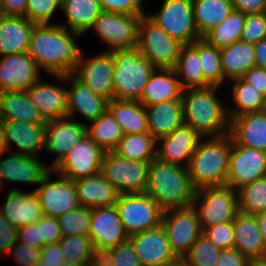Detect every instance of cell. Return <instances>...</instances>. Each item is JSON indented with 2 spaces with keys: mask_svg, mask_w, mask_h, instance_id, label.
<instances>
[{
  "mask_svg": "<svg viewBox=\"0 0 266 266\" xmlns=\"http://www.w3.org/2000/svg\"><path fill=\"white\" fill-rule=\"evenodd\" d=\"M89 237L98 255L128 240L115 205L91 209Z\"/></svg>",
  "mask_w": 266,
  "mask_h": 266,
  "instance_id": "17",
  "label": "cell"
},
{
  "mask_svg": "<svg viewBox=\"0 0 266 266\" xmlns=\"http://www.w3.org/2000/svg\"><path fill=\"white\" fill-rule=\"evenodd\" d=\"M86 126L87 135L105 152L113 151L124 135L122 127L108 109Z\"/></svg>",
  "mask_w": 266,
  "mask_h": 266,
  "instance_id": "41",
  "label": "cell"
},
{
  "mask_svg": "<svg viewBox=\"0 0 266 266\" xmlns=\"http://www.w3.org/2000/svg\"><path fill=\"white\" fill-rule=\"evenodd\" d=\"M39 233L42 239V247L52 243H57L62 237V231L57 217L44 215L39 220Z\"/></svg>",
  "mask_w": 266,
  "mask_h": 266,
  "instance_id": "54",
  "label": "cell"
},
{
  "mask_svg": "<svg viewBox=\"0 0 266 266\" xmlns=\"http://www.w3.org/2000/svg\"><path fill=\"white\" fill-rule=\"evenodd\" d=\"M40 260L50 264H63L65 257L61 254L58 242L41 247Z\"/></svg>",
  "mask_w": 266,
  "mask_h": 266,
  "instance_id": "61",
  "label": "cell"
},
{
  "mask_svg": "<svg viewBox=\"0 0 266 266\" xmlns=\"http://www.w3.org/2000/svg\"><path fill=\"white\" fill-rule=\"evenodd\" d=\"M234 248L249 260L266 257V250L256 217L238 213L233 221Z\"/></svg>",
  "mask_w": 266,
  "mask_h": 266,
  "instance_id": "32",
  "label": "cell"
},
{
  "mask_svg": "<svg viewBox=\"0 0 266 266\" xmlns=\"http://www.w3.org/2000/svg\"><path fill=\"white\" fill-rule=\"evenodd\" d=\"M85 123L68 116L47 121L45 149L57 156L49 165L50 170H54L68 151L87 134Z\"/></svg>",
  "mask_w": 266,
  "mask_h": 266,
  "instance_id": "18",
  "label": "cell"
},
{
  "mask_svg": "<svg viewBox=\"0 0 266 266\" xmlns=\"http://www.w3.org/2000/svg\"><path fill=\"white\" fill-rule=\"evenodd\" d=\"M253 46L256 66L266 69V38L261 39Z\"/></svg>",
  "mask_w": 266,
  "mask_h": 266,
  "instance_id": "62",
  "label": "cell"
},
{
  "mask_svg": "<svg viewBox=\"0 0 266 266\" xmlns=\"http://www.w3.org/2000/svg\"><path fill=\"white\" fill-rule=\"evenodd\" d=\"M12 257L18 266H35L41 255V248L16 242L9 250L7 257Z\"/></svg>",
  "mask_w": 266,
  "mask_h": 266,
  "instance_id": "52",
  "label": "cell"
},
{
  "mask_svg": "<svg viewBox=\"0 0 266 266\" xmlns=\"http://www.w3.org/2000/svg\"><path fill=\"white\" fill-rule=\"evenodd\" d=\"M41 70L27 53L10 54L0 59V92L26 90L41 79Z\"/></svg>",
  "mask_w": 266,
  "mask_h": 266,
  "instance_id": "19",
  "label": "cell"
},
{
  "mask_svg": "<svg viewBox=\"0 0 266 266\" xmlns=\"http://www.w3.org/2000/svg\"><path fill=\"white\" fill-rule=\"evenodd\" d=\"M217 89L219 87H206L186 89L182 92L184 124L204 138L229 134L230 119L227 107L217 96Z\"/></svg>",
  "mask_w": 266,
  "mask_h": 266,
  "instance_id": "2",
  "label": "cell"
},
{
  "mask_svg": "<svg viewBox=\"0 0 266 266\" xmlns=\"http://www.w3.org/2000/svg\"><path fill=\"white\" fill-rule=\"evenodd\" d=\"M249 266H266V257L251 259L249 261Z\"/></svg>",
  "mask_w": 266,
  "mask_h": 266,
  "instance_id": "66",
  "label": "cell"
},
{
  "mask_svg": "<svg viewBox=\"0 0 266 266\" xmlns=\"http://www.w3.org/2000/svg\"><path fill=\"white\" fill-rule=\"evenodd\" d=\"M40 158L15 153L14 150L7 157L0 158V191L4 181L39 185L50 171Z\"/></svg>",
  "mask_w": 266,
  "mask_h": 266,
  "instance_id": "23",
  "label": "cell"
},
{
  "mask_svg": "<svg viewBox=\"0 0 266 266\" xmlns=\"http://www.w3.org/2000/svg\"><path fill=\"white\" fill-rule=\"evenodd\" d=\"M2 123L6 152L14 143L18 148L15 153L41 157L45 148L46 124H29L16 120H2Z\"/></svg>",
  "mask_w": 266,
  "mask_h": 266,
  "instance_id": "24",
  "label": "cell"
},
{
  "mask_svg": "<svg viewBox=\"0 0 266 266\" xmlns=\"http://www.w3.org/2000/svg\"><path fill=\"white\" fill-rule=\"evenodd\" d=\"M62 264H50V263H45L42 260H39V262L35 266H61Z\"/></svg>",
  "mask_w": 266,
  "mask_h": 266,
  "instance_id": "68",
  "label": "cell"
},
{
  "mask_svg": "<svg viewBox=\"0 0 266 266\" xmlns=\"http://www.w3.org/2000/svg\"><path fill=\"white\" fill-rule=\"evenodd\" d=\"M203 138L197 131L184 124L157 140L156 158L164 163L187 167Z\"/></svg>",
  "mask_w": 266,
  "mask_h": 266,
  "instance_id": "22",
  "label": "cell"
},
{
  "mask_svg": "<svg viewBox=\"0 0 266 266\" xmlns=\"http://www.w3.org/2000/svg\"><path fill=\"white\" fill-rule=\"evenodd\" d=\"M115 206L128 236L162 223L164 210L146 193L120 194Z\"/></svg>",
  "mask_w": 266,
  "mask_h": 266,
  "instance_id": "8",
  "label": "cell"
},
{
  "mask_svg": "<svg viewBox=\"0 0 266 266\" xmlns=\"http://www.w3.org/2000/svg\"><path fill=\"white\" fill-rule=\"evenodd\" d=\"M144 0H99L102 11L126 15H145Z\"/></svg>",
  "mask_w": 266,
  "mask_h": 266,
  "instance_id": "53",
  "label": "cell"
},
{
  "mask_svg": "<svg viewBox=\"0 0 266 266\" xmlns=\"http://www.w3.org/2000/svg\"><path fill=\"white\" fill-rule=\"evenodd\" d=\"M231 145L229 134L203 138L199 142L187 165L191 183L196 190L226 184Z\"/></svg>",
  "mask_w": 266,
  "mask_h": 266,
  "instance_id": "4",
  "label": "cell"
},
{
  "mask_svg": "<svg viewBox=\"0 0 266 266\" xmlns=\"http://www.w3.org/2000/svg\"><path fill=\"white\" fill-rule=\"evenodd\" d=\"M147 16L184 45L201 39L194 20L192 0H164L155 14Z\"/></svg>",
  "mask_w": 266,
  "mask_h": 266,
  "instance_id": "10",
  "label": "cell"
},
{
  "mask_svg": "<svg viewBox=\"0 0 266 266\" xmlns=\"http://www.w3.org/2000/svg\"><path fill=\"white\" fill-rule=\"evenodd\" d=\"M199 59L204 76V88H220L222 83H224L220 49L201 38L199 39Z\"/></svg>",
  "mask_w": 266,
  "mask_h": 266,
  "instance_id": "44",
  "label": "cell"
},
{
  "mask_svg": "<svg viewBox=\"0 0 266 266\" xmlns=\"http://www.w3.org/2000/svg\"><path fill=\"white\" fill-rule=\"evenodd\" d=\"M80 206L87 208L115 205L120 192L100 173L74 180Z\"/></svg>",
  "mask_w": 266,
  "mask_h": 266,
  "instance_id": "28",
  "label": "cell"
},
{
  "mask_svg": "<svg viewBox=\"0 0 266 266\" xmlns=\"http://www.w3.org/2000/svg\"><path fill=\"white\" fill-rule=\"evenodd\" d=\"M0 119L22 121L29 124L47 123L30 102L26 90L0 92Z\"/></svg>",
  "mask_w": 266,
  "mask_h": 266,
  "instance_id": "33",
  "label": "cell"
},
{
  "mask_svg": "<svg viewBox=\"0 0 266 266\" xmlns=\"http://www.w3.org/2000/svg\"><path fill=\"white\" fill-rule=\"evenodd\" d=\"M50 170L42 179V182L35 188L41 206L46 216L58 217L80 206L74 181L58 175L53 180Z\"/></svg>",
  "mask_w": 266,
  "mask_h": 266,
  "instance_id": "16",
  "label": "cell"
},
{
  "mask_svg": "<svg viewBox=\"0 0 266 266\" xmlns=\"http://www.w3.org/2000/svg\"><path fill=\"white\" fill-rule=\"evenodd\" d=\"M58 244L66 262L90 264L99 256L89 235L63 236Z\"/></svg>",
  "mask_w": 266,
  "mask_h": 266,
  "instance_id": "43",
  "label": "cell"
},
{
  "mask_svg": "<svg viewBox=\"0 0 266 266\" xmlns=\"http://www.w3.org/2000/svg\"><path fill=\"white\" fill-rule=\"evenodd\" d=\"M266 177V152L237 145L232 139L226 185L236 191Z\"/></svg>",
  "mask_w": 266,
  "mask_h": 266,
  "instance_id": "13",
  "label": "cell"
},
{
  "mask_svg": "<svg viewBox=\"0 0 266 266\" xmlns=\"http://www.w3.org/2000/svg\"><path fill=\"white\" fill-rule=\"evenodd\" d=\"M104 154L105 151L86 134L52 171L73 181L92 176L100 173Z\"/></svg>",
  "mask_w": 266,
  "mask_h": 266,
  "instance_id": "14",
  "label": "cell"
},
{
  "mask_svg": "<svg viewBox=\"0 0 266 266\" xmlns=\"http://www.w3.org/2000/svg\"><path fill=\"white\" fill-rule=\"evenodd\" d=\"M241 79L266 97V69L254 66Z\"/></svg>",
  "mask_w": 266,
  "mask_h": 266,
  "instance_id": "57",
  "label": "cell"
},
{
  "mask_svg": "<svg viewBox=\"0 0 266 266\" xmlns=\"http://www.w3.org/2000/svg\"><path fill=\"white\" fill-rule=\"evenodd\" d=\"M108 110L124 134L148 132L146 109L139 101L112 99L108 102Z\"/></svg>",
  "mask_w": 266,
  "mask_h": 266,
  "instance_id": "36",
  "label": "cell"
},
{
  "mask_svg": "<svg viewBox=\"0 0 266 266\" xmlns=\"http://www.w3.org/2000/svg\"><path fill=\"white\" fill-rule=\"evenodd\" d=\"M192 206L204 230L209 226L234 221L239 213L238 194L226 184L203 187L195 191Z\"/></svg>",
  "mask_w": 266,
  "mask_h": 266,
  "instance_id": "7",
  "label": "cell"
},
{
  "mask_svg": "<svg viewBox=\"0 0 266 266\" xmlns=\"http://www.w3.org/2000/svg\"><path fill=\"white\" fill-rule=\"evenodd\" d=\"M89 264H77L72 262H64L61 266H88Z\"/></svg>",
  "mask_w": 266,
  "mask_h": 266,
  "instance_id": "69",
  "label": "cell"
},
{
  "mask_svg": "<svg viewBox=\"0 0 266 266\" xmlns=\"http://www.w3.org/2000/svg\"><path fill=\"white\" fill-rule=\"evenodd\" d=\"M62 7V0H28L25 17L35 24H50L56 10Z\"/></svg>",
  "mask_w": 266,
  "mask_h": 266,
  "instance_id": "48",
  "label": "cell"
},
{
  "mask_svg": "<svg viewBox=\"0 0 266 266\" xmlns=\"http://www.w3.org/2000/svg\"><path fill=\"white\" fill-rule=\"evenodd\" d=\"M88 266H110L100 255Z\"/></svg>",
  "mask_w": 266,
  "mask_h": 266,
  "instance_id": "67",
  "label": "cell"
},
{
  "mask_svg": "<svg viewBox=\"0 0 266 266\" xmlns=\"http://www.w3.org/2000/svg\"><path fill=\"white\" fill-rule=\"evenodd\" d=\"M221 251L202 234L184 258L190 266H217Z\"/></svg>",
  "mask_w": 266,
  "mask_h": 266,
  "instance_id": "47",
  "label": "cell"
},
{
  "mask_svg": "<svg viewBox=\"0 0 266 266\" xmlns=\"http://www.w3.org/2000/svg\"><path fill=\"white\" fill-rule=\"evenodd\" d=\"M0 206L3 216L14 226L37 223L45 214L34 190L26 192L11 188Z\"/></svg>",
  "mask_w": 266,
  "mask_h": 266,
  "instance_id": "26",
  "label": "cell"
},
{
  "mask_svg": "<svg viewBox=\"0 0 266 266\" xmlns=\"http://www.w3.org/2000/svg\"><path fill=\"white\" fill-rule=\"evenodd\" d=\"M6 152V145H5V136H4V129L3 123L0 119V155L3 156Z\"/></svg>",
  "mask_w": 266,
  "mask_h": 266,
  "instance_id": "64",
  "label": "cell"
},
{
  "mask_svg": "<svg viewBox=\"0 0 266 266\" xmlns=\"http://www.w3.org/2000/svg\"><path fill=\"white\" fill-rule=\"evenodd\" d=\"M233 82L232 88V102L234 107L227 108L228 117L231 120L247 113L263 111L266 97L257 91L252 85L246 83L241 78L231 81Z\"/></svg>",
  "mask_w": 266,
  "mask_h": 266,
  "instance_id": "39",
  "label": "cell"
},
{
  "mask_svg": "<svg viewBox=\"0 0 266 266\" xmlns=\"http://www.w3.org/2000/svg\"><path fill=\"white\" fill-rule=\"evenodd\" d=\"M266 250V212L255 215Z\"/></svg>",
  "mask_w": 266,
  "mask_h": 266,
  "instance_id": "63",
  "label": "cell"
},
{
  "mask_svg": "<svg viewBox=\"0 0 266 266\" xmlns=\"http://www.w3.org/2000/svg\"><path fill=\"white\" fill-rule=\"evenodd\" d=\"M192 5L201 38L223 22L233 10L232 0H192Z\"/></svg>",
  "mask_w": 266,
  "mask_h": 266,
  "instance_id": "38",
  "label": "cell"
},
{
  "mask_svg": "<svg viewBox=\"0 0 266 266\" xmlns=\"http://www.w3.org/2000/svg\"><path fill=\"white\" fill-rule=\"evenodd\" d=\"M239 212L257 215L266 212V177L237 190Z\"/></svg>",
  "mask_w": 266,
  "mask_h": 266,
  "instance_id": "45",
  "label": "cell"
},
{
  "mask_svg": "<svg viewBox=\"0 0 266 266\" xmlns=\"http://www.w3.org/2000/svg\"><path fill=\"white\" fill-rule=\"evenodd\" d=\"M161 224L177 257H184L203 234L198 213L192 205L165 210Z\"/></svg>",
  "mask_w": 266,
  "mask_h": 266,
  "instance_id": "12",
  "label": "cell"
},
{
  "mask_svg": "<svg viewBox=\"0 0 266 266\" xmlns=\"http://www.w3.org/2000/svg\"><path fill=\"white\" fill-rule=\"evenodd\" d=\"M58 83H71L68 88L67 116L74 118L76 112L86 121H94L108 109L109 100L94 93L88 86L80 82L73 74L52 75Z\"/></svg>",
  "mask_w": 266,
  "mask_h": 266,
  "instance_id": "20",
  "label": "cell"
},
{
  "mask_svg": "<svg viewBox=\"0 0 266 266\" xmlns=\"http://www.w3.org/2000/svg\"><path fill=\"white\" fill-rule=\"evenodd\" d=\"M16 242L17 227L12 225L0 211V255L3 256L2 258H7L10 248Z\"/></svg>",
  "mask_w": 266,
  "mask_h": 266,
  "instance_id": "55",
  "label": "cell"
},
{
  "mask_svg": "<svg viewBox=\"0 0 266 266\" xmlns=\"http://www.w3.org/2000/svg\"><path fill=\"white\" fill-rule=\"evenodd\" d=\"M183 45L166 33L147 14L141 16L136 48L155 68L174 69Z\"/></svg>",
  "mask_w": 266,
  "mask_h": 266,
  "instance_id": "6",
  "label": "cell"
},
{
  "mask_svg": "<svg viewBox=\"0 0 266 266\" xmlns=\"http://www.w3.org/2000/svg\"><path fill=\"white\" fill-rule=\"evenodd\" d=\"M157 141L149 132L124 134L113 150L120 157L139 162H151L156 159Z\"/></svg>",
  "mask_w": 266,
  "mask_h": 266,
  "instance_id": "40",
  "label": "cell"
},
{
  "mask_svg": "<svg viewBox=\"0 0 266 266\" xmlns=\"http://www.w3.org/2000/svg\"><path fill=\"white\" fill-rule=\"evenodd\" d=\"M27 2L28 0H0V14L25 17Z\"/></svg>",
  "mask_w": 266,
  "mask_h": 266,
  "instance_id": "60",
  "label": "cell"
},
{
  "mask_svg": "<svg viewBox=\"0 0 266 266\" xmlns=\"http://www.w3.org/2000/svg\"><path fill=\"white\" fill-rule=\"evenodd\" d=\"M263 111L266 113V99H265V105Z\"/></svg>",
  "mask_w": 266,
  "mask_h": 266,
  "instance_id": "70",
  "label": "cell"
},
{
  "mask_svg": "<svg viewBox=\"0 0 266 266\" xmlns=\"http://www.w3.org/2000/svg\"><path fill=\"white\" fill-rule=\"evenodd\" d=\"M229 135L237 145L266 152V113H247L230 120Z\"/></svg>",
  "mask_w": 266,
  "mask_h": 266,
  "instance_id": "27",
  "label": "cell"
},
{
  "mask_svg": "<svg viewBox=\"0 0 266 266\" xmlns=\"http://www.w3.org/2000/svg\"><path fill=\"white\" fill-rule=\"evenodd\" d=\"M34 25L26 17L0 14V56L27 52Z\"/></svg>",
  "mask_w": 266,
  "mask_h": 266,
  "instance_id": "29",
  "label": "cell"
},
{
  "mask_svg": "<svg viewBox=\"0 0 266 266\" xmlns=\"http://www.w3.org/2000/svg\"><path fill=\"white\" fill-rule=\"evenodd\" d=\"M84 58L82 51L73 75L94 93L112 100L115 68L113 52L102 51L91 58Z\"/></svg>",
  "mask_w": 266,
  "mask_h": 266,
  "instance_id": "15",
  "label": "cell"
},
{
  "mask_svg": "<svg viewBox=\"0 0 266 266\" xmlns=\"http://www.w3.org/2000/svg\"><path fill=\"white\" fill-rule=\"evenodd\" d=\"M144 107L147 114L148 132L156 141L184 125L181 99L163 101Z\"/></svg>",
  "mask_w": 266,
  "mask_h": 266,
  "instance_id": "30",
  "label": "cell"
},
{
  "mask_svg": "<svg viewBox=\"0 0 266 266\" xmlns=\"http://www.w3.org/2000/svg\"><path fill=\"white\" fill-rule=\"evenodd\" d=\"M162 266H190L184 257H177L175 260L165 263Z\"/></svg>",
  "mask_w": 266,
  "mask_h": 266,
  "instance_id": "65",
  "label": "cell"
},
{
  "mask_svg": "<svg viewBox=\"0 0 266 266\" xmlns=\"http://www.w3.org/2000/svg\"><path fill=\"white\" fill-rule=\"evenodd\" d=\"M220 59L224 81L241 78L256 66L253 44L241 40L221 48Z\"/></svg>",
  "mask_w": 266,
  "mask_h": 266,
  "instance_id": "34",
  "label": "cell"
},
{
  "mask_svg": "<svg viewBox=\"0 0 266 266\" xmlns=\"http://www.w3.org/2000/svg\"><path fill=\"white\" fill-rule=\"evenodd\" d=\"M244 25L245 15L233 9L227 18L211 29L203 39L219 49L227 47L241 39Z\"/></svg>",
  "mask_w": 266,
  "mask_h": 266,
  "instance_id": "42",
  "label": "cell"
},
{
  "mask_svg": "<svg viewBox=\"0 0 266 266\" xmlns=\"http://www.w3.org/2000/svg\"><path fill=\"white\" fill-rule=\"evenodd\" d=\"M266 38V12L245 15L241 41L256 44Z\"/></svg>",
  "mask_w": 266,
  "mask_h": 266,
  "instance_id": "50",
  "label": "cell"
},
{
  "mask_svg": "<svg viewBox=\"0 0 266 266\" xmlns=\"http://www.w3.org/2000/svg\"><path fill=\"white\" fill-rule=\"evenodd\" d=\"M142 266H162L177 258L162 224L129 236Z\"/></svg>",
  "mask_w": 266,
  "mask_h": 266,
  "instance_id": "21",
  "label": "cell"
},
{
  "mask_svg": "<svg viewBox=\"0 0 266 266\" xmlns=\"http://www.w3.org/2000/svg\"><path fill=\"white\" fill-rule=\"evenodd\" d=\"M233 9L244 15L266 12L265 0H232Z\"/></svg>",
  "mask_w": 266,
  "mask_h": 266,
  "instance_id": "59",
  "label": "cell"
},
{
  "mask_svg": "<svg viewBox=\"0 0 266 266\" xmlns=\"http://www.w3.org/2000/svg\"><path fill=\"white\" fill-rule=\"evenodd\" d=\"M182 92L183 89L174 69L156 68L138 101L143 106H150L163 101L181 99Z\"/></svg>",
  "mask_w": 266,
  "mask_h": 266,
  "instance_id": "31",
  "label": "cell"
},
{
  "mask_svg": "<svg viewBox=\"0 0 266 266\" xmlns=\"http://www.w3.org/2000/svg\"><path fill=\"white\" fill-rule=\"evenodd\" d=\"M110 266H142L129 240L100 255Z\"/></svg>",
  "mask_w": 266,
  "mask_h": 266,
  "instance_id": "49",
  "label": "cell"
},
{
  "mask_svg": "<svg viewBox=\"0 0 266 266\" xmlns=\"http://www.w3.org/2000/svg\"><path fill=\"white\" fill-rule=\"evenodd\" d=\"M61 86L40 79L26 89L30 102L45 121L67 116L68 87Z\"/></svg>",
  "mask_w": 266,
  "mask_h": 266,
  "instance_id": "25",
  "label": "cell"
},
{
  "mask_svg": "<svg viewBox=\"0 0 266 266\" xmlns=\"http://www.w3.org/2000/svg\"><path fill=\"white\" fill-rule=\"evenodd\" d=\"M62 235H89L91 209L79 206L57 217Z\"/></svg>",
  "mask_w": 266,
  "mask_h": 266,
  "instance_id": "46",
  "label": "cell"
},
{
  "mask_svg": "<svg viewBox=\"0 0 266 266\" xmlns=\"http://www.w3.org/2000/svg\"><path fill=\"white\" fill-rule=\"evenodd\" d=\"M249 259L236 248L221 251L217 266H249Z\"/></svg>",
  "mask_w": 266,
  "mask_h": 266,
  "instance_id": "58",
  "label": "cell"
},
{
  "mask_svg": "<svg viewBox=\"0 0 266 266\" xmlns=\"http://www.w3.org/2000/svg\"><path fill=\"white\" fill-rule=\"evenodd\" d=\"M203 234L219 249L234 248L233 221L209 226L203 230Z\"/></svg>",
  "mask_w": 266,
  "mask_h": 266,
  "instance_id": "51",
  "label": "cell"
},
{
  "mask_svg": "<svg viewBox=\"0 0 266 266\" xmlns=\"http://www.w3.org/2000/svg\"><path fill=\"white\" fill-rule=\"evenodd\" d=\"M113 54V99L138 101L156 68L137 48L115 51Z\"/></svg>",
  "mask_w": 266,
  "mask_h": 266,
  "instance_id": "5",
  "label": "cell"
},
{
  "mask_svg": "<svg viewBox=\"0 0 266 266\" xmlns=\"http://www.w3.org/2000/svg\"><path fill=\"white\" fill-rule=\"evenodd\" d=\"M141 16L102 11L90 29L108 44L105 52L133 49L137 47Z\"/></svg>",
  "mask_w": 266,
  "mask_h": 266,
  "instance_id": "9",
  "label": "cell"
},
{
  "mask_svg": "<svg viewBox=\"0 0 266 266\" xmlns=\"http://www.w3.org/2000/svg\"><path fill=\"white\" fill-rule=\"evenodd\" d=\"M61 10L67 20L61 26L81 35L90 30L102 12L99 0H62Z\"/></svg>",
  "mask_w": 266,
  "mask_h": 266,
  "instance_id": "35",
  "label": "cell"
},
{
  "mask_svg": "<svg viewBox=\"0 0 266 266\" xmlns=\"http://www.w3.org/2000/svg\"><path fill=\"white\" fill-rule=\"evenodd\" d=\"M79 36L61 24H35L27 53L48 75L73 74L82 53L75 41Z\"/></svg>",
  "mask_w": 266,
  "mask_h": 266,
  "instance_id": "1",
  "label": "cell"
},
{
  "mask_svg": "<svg viewBox=\"0 0 266 266\" xmlns=\"http://www.w3.org/2000/svg\"><path fill=\"white\" fill-rule=\"evenodd\" d=\"M150 162H139L120 157L113 151L105 152L100 174L111 182L120 194L144 193Z\"/></svg>",
  "mask_w": 266,
  "mask_h": 266,
  "instance_id": "11",
  "label": "cell"
},
{
  "mask_svg": "<svg viewBox=\"0 0 266 266\" xmlns=\"http://www.w3.org/2000/svg\"><path fill=\"white\" fill-rule=\"evenodd\" d=\"M196 189L187 167L152 160L148 169L145 192L165 211L192 205Z\"/></svg>",
  "mask_w": 266,
  "mask_h": 266,
  "instance_id": "3",
  "label": "cell"
},
{
  "mask_svg": "<svg viewBox=\"0 0 266 266\" xmlns=\"http://www.w3.org/2000/svg\"><path fill=\"white\" fill-rule=\"evenodd\" d=\"M174 71L183 90L204 88V76L199 59V40L183 45Z\"/></svg>",
  "mask_w": 266,
  "mask_h": 266,
  "instance_id": "37",
  "label": "cell"
},
{
  "mask_svg": "<svg viewBox=\"0 0 266 266\" xmlns=\"http://www.w3.org/2000/svg\"><path fill=\"white\" fill-rule=\"evenodd\" d=\"M17 242L35 247H42V239L39 233V221L17 228Z\"/></svg>",
  "mask_w": 266,
  "mask_h": 266,
  "instance_id": "56",
  "label": "cell"
}]
</instances>
